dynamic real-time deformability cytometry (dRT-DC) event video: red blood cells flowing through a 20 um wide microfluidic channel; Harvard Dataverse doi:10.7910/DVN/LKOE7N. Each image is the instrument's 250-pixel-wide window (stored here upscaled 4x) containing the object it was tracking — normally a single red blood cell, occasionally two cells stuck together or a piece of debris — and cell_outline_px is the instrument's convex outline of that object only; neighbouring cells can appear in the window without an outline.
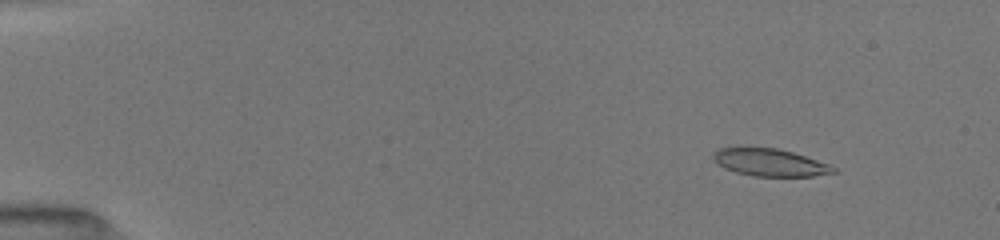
{"species": "common noctule bat (a hibernating species)", "species_latin": "Nyctalus noctula", "temperature_condition": "room temperature", "stored_images_in_passage": 51, "camera_frame_rate_fps": 3000, "um_per_image_px": 0.085, "animal": {"sex": "female", "body_mass_g": 19.5, "forearm_length_mm": 54.1}, "frame": {"image": 1, "passage_image": 6, "time_ms": 1.667, "image_size_px": [1000, 240], "cell_outline_px": [[836, 172], [812, 176], [752, 176], [736, 172], [724, 168], [712, 156], [720, 148], [776, 148], [792, 152], [828, 164], [836, 168]], "centroid_in_image_um": [65.46, 13.82], "position_along_channel_um": 19.5, "area_um2": 18.67}}
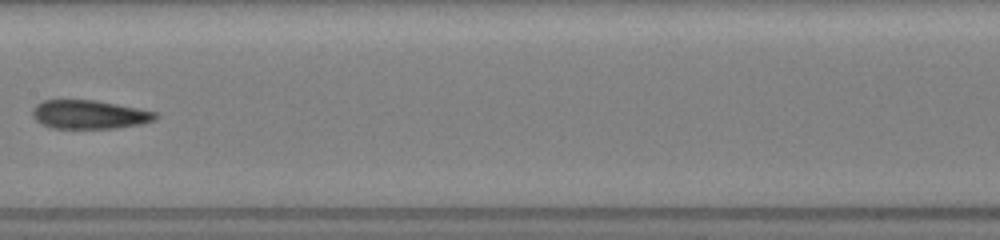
{"frame": {"image": 2, "passage_image": 23, "time_ms": 9.0, "image_size_px": [1000, 240], "cell_outline_px": [[160, 116], [156, 120], [144, 124], [116, 128], [52, 128], [40, 124], [32, 116], [32, 108], [36, 104], [44, 100], [96, 100], [156, 112]], "centroid_in_image_um": [7.6, 9.74], "position_along_channel_um": 199.8, "area_um2": 20.75}}
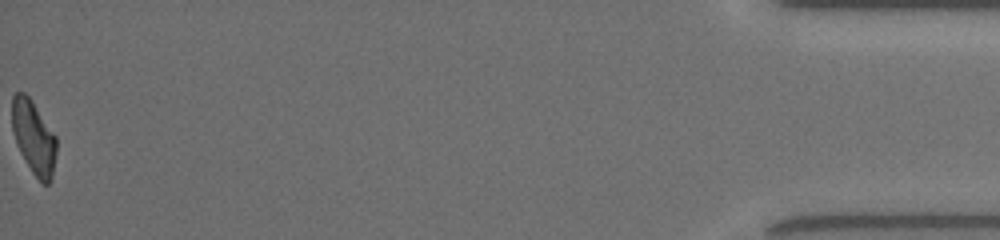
{"frame": {"image": 3, "passage_image": 50, "time_ms": 17.0, "image_size_px": [1000, 240], "cell_outline_px": [[56, 152], [52, 180], [48, 184], [44, 184], [32, 172], [20, 152], [16, 144], [12, 132], [12, 96], [16, 92], [24, 92], [32, 100], [56, 136]], "centroid_in_image_um": [2.86, 11.66], "position_along_channel_um": 432.3, "area_um2": 19.07}, "authors_computed_cell_mechanics": {"area_um2": 20.2878, "velocity_mm_per_s": 4.0294, "shape_relaxation_time_tau1_ms": 11.3397, "shape_relaxation_time_tau2_ms": 4.258, "deformation_change_tau1": 0.3265, "deformation_change_tau2": 0.1506}}